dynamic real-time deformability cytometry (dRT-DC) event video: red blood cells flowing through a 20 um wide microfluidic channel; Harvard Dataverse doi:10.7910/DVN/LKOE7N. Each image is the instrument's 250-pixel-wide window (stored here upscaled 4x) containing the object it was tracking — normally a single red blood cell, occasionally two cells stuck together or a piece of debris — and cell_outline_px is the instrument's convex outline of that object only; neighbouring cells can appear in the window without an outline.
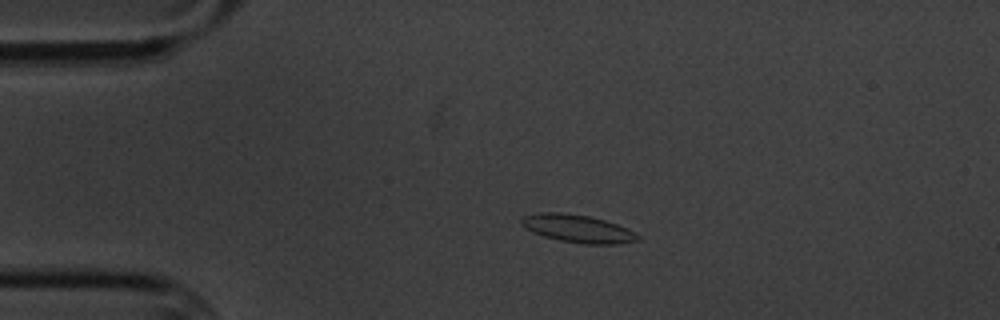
{"species": "common noctule bat (a hibernating species)", "species_latin": "Nyctalus noctula", "temperature_condition": "cold", "stored_images_in_passage": 4, "camera_frame_rate_fps": 3000, "um_per_image_px": 0.085, "animal": {"sex": "male", "body_mass_g": 20.1, "forearm_length_mm": 53.5}, "frame": {"image": 1, "passage_image": 3, "time_ms": 2.333, "image_size_px": [1000, 320], "cell_outline_px": [[640, 240], [620, 244], [584, 244], [560, 240], [544, 236], [532, 232], [520, 224], [520, 220], [524, 216], [540, 212], [560, 212], [588, 216], [604, 220], [628, 228], [640, 236]], "centroid_in_image_um": [49.12, 19.44], "position_along_channel_um": 35.9, "area_um2": 18.84}}